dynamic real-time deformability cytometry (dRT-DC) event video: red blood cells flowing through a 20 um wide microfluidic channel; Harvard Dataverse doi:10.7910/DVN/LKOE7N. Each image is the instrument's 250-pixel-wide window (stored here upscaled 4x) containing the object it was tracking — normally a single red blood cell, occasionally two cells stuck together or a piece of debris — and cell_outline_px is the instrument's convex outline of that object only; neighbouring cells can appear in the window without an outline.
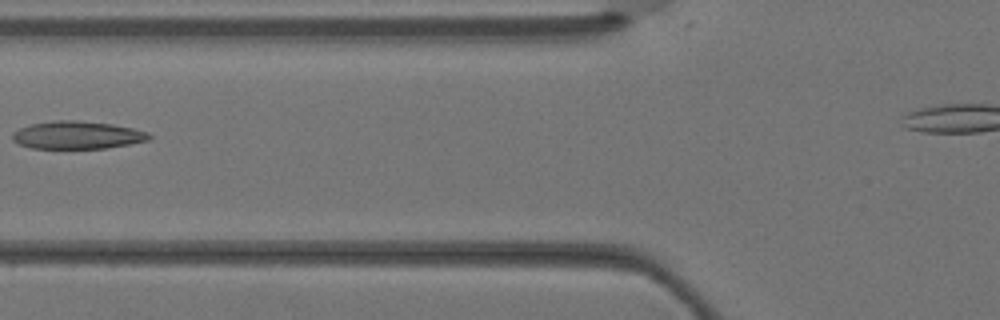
{"species": "Egyptian fruit bat (a non-hibernating species)", "species_latin": "Rousettus aegyptiacus", "temperature_condition": "warm", "stored_images_in_passage": 4, "segment_of_instrument_passage": [1, 2], "camera_frame_rate_fps": 3000, "um_per_image_px": 0.085, "animal": {"sex": "female"}, "frame": {"image": 1, "passage_image": 3, "time_ms": 0.667, "image_size_px": [1000, 320], "cell_outline_px": [[152, 136], [148, 140], [108, 148], [32, 148], [20, 144], [12, 140], [12, 132], [20, 128], [32, 124], [56, 120], [76, 120], [112, 124], [132, 128], [148, 132]], "centroid_in_image_um": [6.56, 11.48], "position_along_channel_um": 119.2, "area_um2": 21.96}}